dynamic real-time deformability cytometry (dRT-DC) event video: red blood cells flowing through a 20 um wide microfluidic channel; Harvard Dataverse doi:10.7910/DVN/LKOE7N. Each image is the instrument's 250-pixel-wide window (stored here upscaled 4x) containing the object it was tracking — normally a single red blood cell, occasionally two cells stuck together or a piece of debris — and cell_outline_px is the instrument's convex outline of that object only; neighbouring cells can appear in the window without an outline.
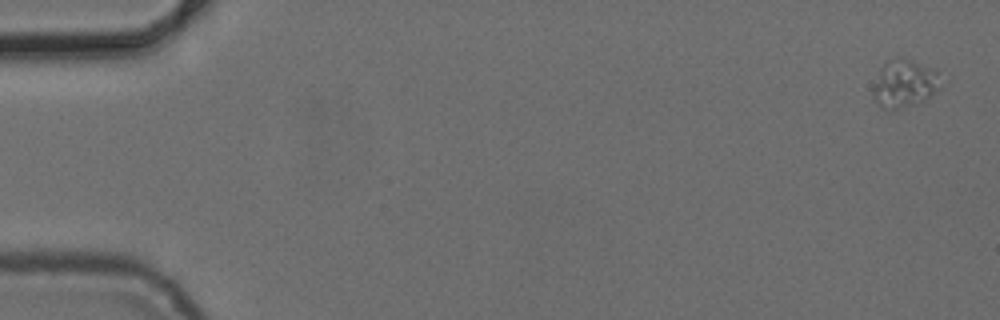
{"species": "common noctule bat (a hibernating species)", "species_latin": "Nyctalus noctula", "temperature_condition": "cold", "stored_images_in_passage": 6, "camera_frame_rate_fps": 3000, "um_per_image_px": 0.085, "animal": {"sex": "female", "body_mass_g": 24.6, "forearm_length_mm": 56.2}, "frame": {"image": 1, "passage_image": 1, "time_ms": 0.0, "image_size_px": [1000, 320], "cell_outline_px": [[948, 84], [924, 100], [892, 112], [880, 108], [872, 96], [872, 88], [880, 68], [888, 60], [900, 56], [936, 68], [948, 80]], "centroid_in_image_um": [76.97, 7.1], "position_along_channel_um": 8.0, "area_um2": 20.11}}
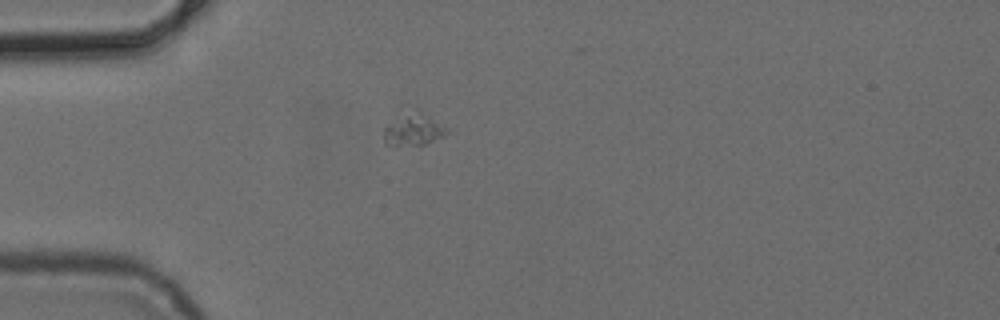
{"frame": {"image": 2, "passage_image": 5, "time_ms": 4.667, "image_size_px": [1000, 320], "cell_outline_px": [[452, 128], [444, 136], [420, 148], [392, 148], [384, 144], [384, 128], [388, 124], [408, 120], [432, 120]], "centroid_in_image_um": [35.16, 11.35], "position_along_channel_um": 49.8, "area_um2": 10.64}}